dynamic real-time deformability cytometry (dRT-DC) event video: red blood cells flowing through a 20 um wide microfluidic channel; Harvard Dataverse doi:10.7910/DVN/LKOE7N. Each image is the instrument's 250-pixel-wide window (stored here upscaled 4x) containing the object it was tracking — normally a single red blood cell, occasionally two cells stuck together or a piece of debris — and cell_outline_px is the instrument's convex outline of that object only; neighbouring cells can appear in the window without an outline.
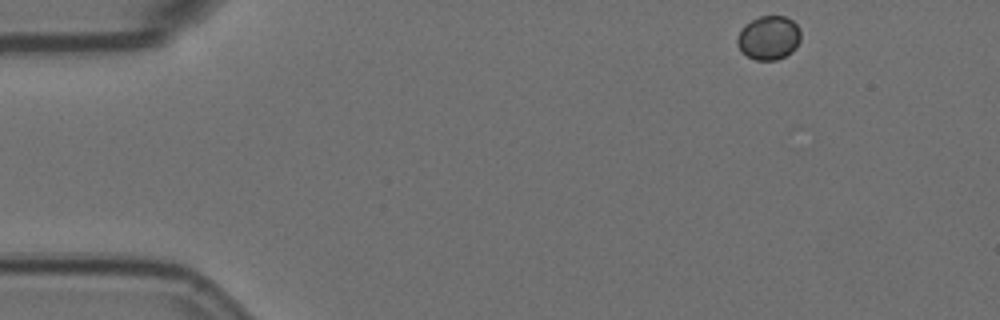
{"species": "Egyptian fruit bat (a non-hibernating species)", "species_latin": "Rousettus aegyptiacus", "temperature_condition": "room temperature", "stored_images_in_passage": 22, "camera_frame_rate_fps": 3000, "um_per_image_px": 0.085, "animal": {"sex": "female"}, "frame": {"image": 1, "passage_image": 1, "time_ms": 0.0, "image_size_px": [1000, 320], "cell_outline_px": [[800, 40], [796, 48], [792, 52], [776, 60], [756, 60], [740, 52], [736, 44], [736, 40], [740, 28], [744, 24], [760, 16], [784, 16], [792, 20], [800, 28]], "centroid_in_image_um": [65.32, 3.21], "position_along_channel_um": 19.7, "area_um2": 16.47}}
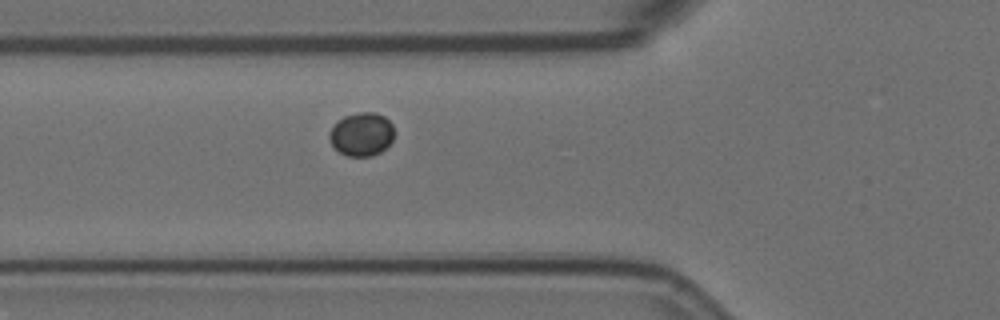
{"frame": {"image": 2, "passage_image": 15, "time_ms": 4.667, "image_size_px": [1000, 320], "cell_outline_px": [[392, 140], [380, 152], [372, 156], [348, 156], [340, 152], [332, 144], [328, 136], [332, 128], [344, 116], [360, 112], [376, 112], [384, 116], [392, 124]], "centroid_in_image_um": [30.74, 11.41], "position_along_channel_um": 95.1, "area_um2": 16.07}}
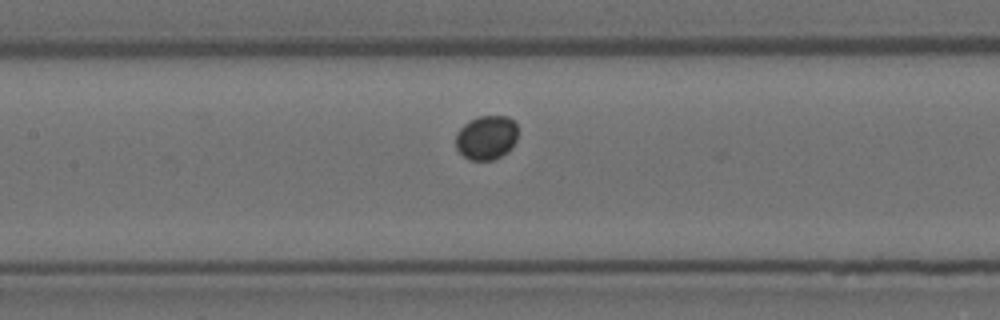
{"frame": {"image": 3, "passage_image": 21, "time_ms": 6.667, "image_size_px": [1000, 320], "cell_outline_px": [[516, 140], [512, 148], [508, 152], [492, 160], [468, 160], [456, 148], [456, 132], [468, 120], [476, 116], [508, 116], [516, 124]], "centroid_in_image_um": [41.33, 11.69], "position_along_channel_um": 166.1, "area_um2": 16.13}}